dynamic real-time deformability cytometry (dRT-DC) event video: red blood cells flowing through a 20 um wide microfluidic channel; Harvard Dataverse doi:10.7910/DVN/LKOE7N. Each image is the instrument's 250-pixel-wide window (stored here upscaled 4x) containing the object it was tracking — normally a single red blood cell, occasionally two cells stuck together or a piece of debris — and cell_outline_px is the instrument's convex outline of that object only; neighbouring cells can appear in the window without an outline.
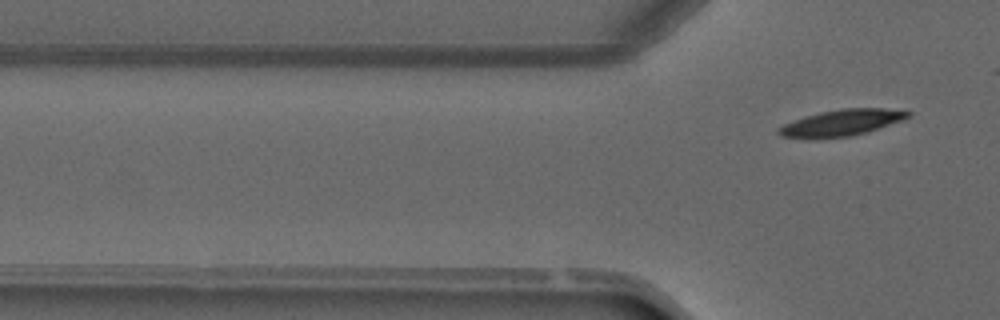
{"species": "common noctule bat (a hibernating species)", "species_latin": "Nyctalus noctula", "temperature_condition": "warm", "stored_images_in_passage": 2, "camera_frame_rate_fps": 3000, "um_per_image_px": 0.085, "animal": {"sex": "male", "forearm_length_mm": 52.5}, "frame": {"image": 1, "passage_image": 2, "time_ms": 2.0, "image_size_px": [1000, 320], "cell_outline_px": [[912, 116], [904, 120], [868, 132], [848, 136], [816, 140], [780, 136], [776, 132], [776, 128], [784, 124], [804, 116], [820, 112], [840, 108], [884, 108], [912, 112]], "centroid_in_image_um": [71.51, 10.45], "position_along_channel_um": 54.3, "area_um2": 20.35}}